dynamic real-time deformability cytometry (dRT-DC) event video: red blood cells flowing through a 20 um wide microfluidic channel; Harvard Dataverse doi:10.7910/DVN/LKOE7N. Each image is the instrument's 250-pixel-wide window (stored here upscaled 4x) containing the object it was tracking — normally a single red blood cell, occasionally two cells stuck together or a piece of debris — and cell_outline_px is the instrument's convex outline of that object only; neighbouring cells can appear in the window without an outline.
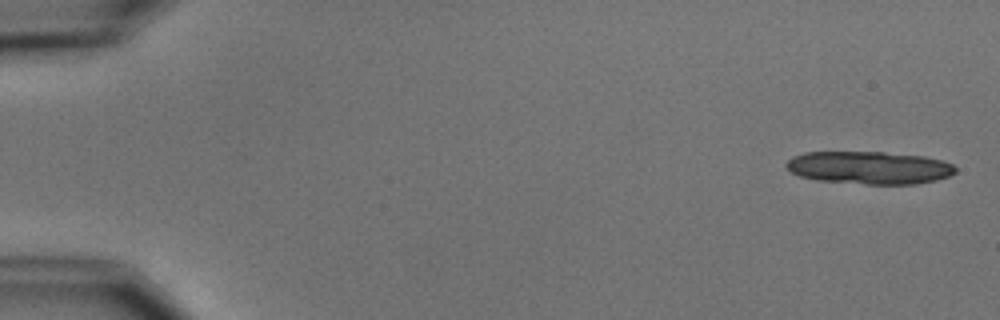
{"species": "common noctule bat (a hibernating species)", "species_latin": "Nyctalus noctula", "temperature_condition": "cold", "stored_images_in_passage": 5, "segment_of_instrument_passage": [1, 2], "camera_frame_rate_fps": 3000, "um_per_image_px": 0.085, "animal": {"sex": "male", "body_mass_g": 15.6}, "frame": {"image": 1, "passage_image": 1, "time_ms": 0.0, "image_size_px": [1000, 320], "cell_outline_px": [[956, 172], [948, 176], [936, 180], [916, 184], [868, 184], [816, 180], [800, 176], [792, 172], [784, 164], [792, 156], [804, 152], [884, 152], [924, 156], [940, 160], [952, 164], [956, 168]], "centroid_in_image_um": [73.87, 14.25], "position_along_channel_um": 11.1, "area_um2": 32.25}}